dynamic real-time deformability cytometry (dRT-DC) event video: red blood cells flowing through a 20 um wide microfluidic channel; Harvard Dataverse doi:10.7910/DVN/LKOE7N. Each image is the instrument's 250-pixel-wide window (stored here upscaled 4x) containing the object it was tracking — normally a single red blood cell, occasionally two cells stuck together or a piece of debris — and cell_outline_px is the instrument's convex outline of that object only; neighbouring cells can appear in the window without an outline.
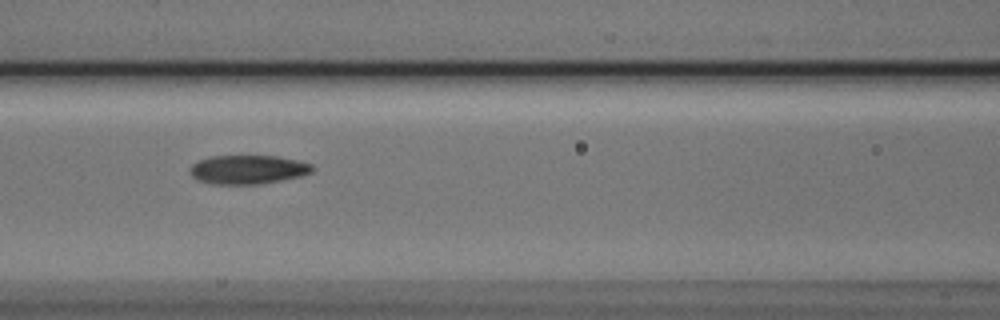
{"species": "Egyptian fruit bat (a non-hibernating species)", "species_latin": "Rousettus aegyptiacus", "temperature_condition": "cold", "stored_images_in_passage": 8, "camera_frame_rate_fps": 3000, "um_per_image_px": 0.085, "animal": {"sex": "male"}, "frame": {"image": 1, "passage_image": 4, "time_ms": 1.0, "image_size_px": [1000, 320], "cell_outline_px": [[316, 168], [312, 172], [300, 176], [260, 184], [212, 184], [196, 180], [188, 172], [188, 168], [196, 160], [212, 156], [276, 156], [296, 160], [312, 164]], "centroid_in_image_um": [21.02, 14.41], "position_along_channel_um": 145.6, "area_um2": 20.81}}
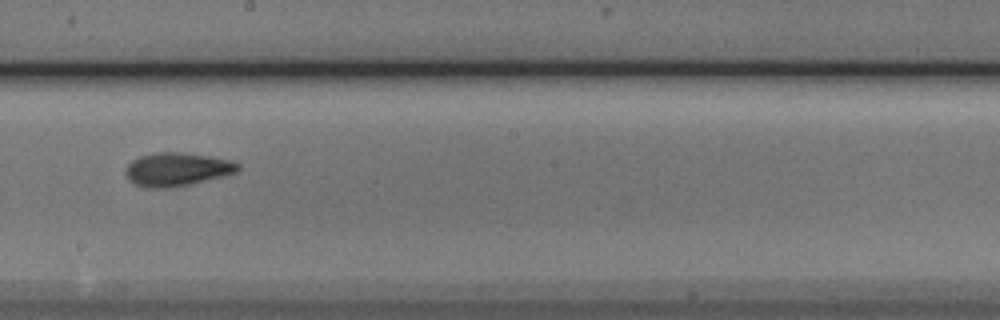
{"frame": {"image": 2, "passage_image": 6, "time_ms": 1.667, "image_size_px": [1000, 320], "cell_outline_px": [[240, 168], [236, 172], [224, 176], [192, 184], [172, 188], [148, 188], [136, 184], [128, 180], [124, 172], [128, 164], [132, 160], [140, 156], [156, 152], [180, 152], [208, 156], [232, 160], [240, 164]], "centroid_in_image_um": [15.04, 14.4], "position_along_channel_um": 233.2, "area_um2": 22.08}}
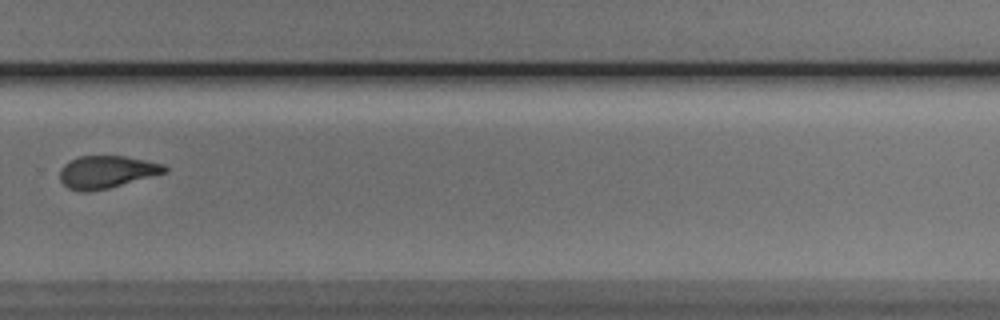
{"frame": {"image": 3, "passage_image": 8, "time_ms": 2.333, "image_size_px": [1000, 320], "cell_outline_px": [[168, 172], [108, 188], [88, 192], [80, 192], [68, 188], [60, 180], [60, 168], [64, 164], [80, 156], [124, 156], [164, 164], [168, 168]], "centroid_in_image_um": [9.06, 14.62], "position_along_channel_um": 320.7, "area_um2": 19.77}}